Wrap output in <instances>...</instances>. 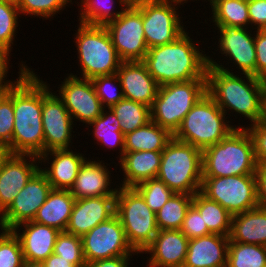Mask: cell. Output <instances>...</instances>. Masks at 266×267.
<instances>
[{
	"label": "cell",
	"instance_id": "1",
	"mask_svg": "<svg viewBox=\"0 0 266 267\" xmlns=\"http://www.w3.org/2000/svg\"><path fill=\"white\" fill-rule=\"evenodd\" d=\"M207 61V93L221 110L226 115H230L227 110H233L252 124L262 120L264 80L250 74H241L243 77L234 74L210 56H207Z\"/></svg>",
	"mask_w": 266,
	"mask_h": 267
},
{
	"label": "cell",
	"instance_id": "2",
	"mask_svg": "<svg viewBox=\"0 0 266 267\" xmlns=\"http://www.w3.org/2000/svg\"><path fill=\"white\" fill-rule=\"evenodd\" d=\"M13 109L12 154L39 157L44 153L42 80L32 68L13 85Z\"/></svg>",
	"mask_w": 266,
	"mask_h": 267
},
{
	"label": "cell",
	"instance_id": "3",
	"mask_svg": "<svg viewBox=\"0 0 266 267\" xmlns=\"http://www.w3.org/2000/svg\"><path fill=\"white\" fill-rule=\"evenodd\" d=\"M188 34L185 31L171 43L148 49L142 62L158 86L207 79V56Z\"/></svg>",
	"mask_w": 266,
	"mask_h": 267
},
{
	"label": "cell",
	"instance_id": "4",
	"mask_svg": "<svg viewBox=\"0 0 266 267\" xmlns=\"http://www.w3.org/2000/svg\"><path fill=\"white\" fill-rule=\"evenodd\" d=\"M240 126L220 142L202 150V177L255 174L253 139L246 125Z\"/></svg>",
	"mask_w": 266,
	"mask_h": 267
},
{
	"label": "cell",
	"instance_id": "5",
	"mask_svg": "<svg viewBox=\"0 0 266 267\" xmlns=\"http://www.w3.org/2000/svg\"><path fill=\"white\" fill-rule=\"evenodd\" d=\"M157 179L174 193L194 195L202 185V150L174 137L162 151Z\"/></svg>",
	"mask_w": 266,
	"mask_h": 267
},
{
	"label": "cell",
	"instance_id": "6",
	"mask_svg": "<svg viewBox=\"0 0 266 267\" xmlns=\"http://www.w3.org/2000/svg\"><path fill=\"white\" fill-rule=\"evenodd\" d=\"M225 116L206 92L186 114L173 137L203 150L220 142L237 128Z\"/></svg>",
	"mask_w": 266,
	"mask_h": 267
},
{
	"label": "cell",
	"instance_id": "7",
	"mask_svg": "<svg viewBox=\"0 0 266 267\" xmlns=\"http://www.w3.org/2000/svg\"><path fill=\"white\" fill-rule=\"evenodd\" d=\"M74 40L78 53L81 78L93 79L112 75L121 64L105 26L80 23Z\"/></svg>",
	"mask_w": 266,
	"mask_h": 267
},
{
	"label": "cell",
	"instance_id": "8",
	"mask_svg": "<svg viewBox=\"0 0 266 267\" xmlns=\"http://www.w3.org/2000/svg\"><path fill=\"white\" fill-rule=\"evenodd\" d=\"M206 92L207 79L159 86L150 108L151 121L174 135L186 114Z\"/></svg>",
	"mask_w": 266,
	"mask_h": 267
},
{
	"label": "cell",
	"instance_id": "9",
	"mask_svg": "<svg viewBox=\"0 0 266 267\" xmlns=\"http://www.w3.org/2000/svg\"><path fill=\"white\" fill-rule=\"evenodd\" d=\"M115 214L124 228L129 245L137 254L143 253L158 233L156 213L133 187L119 186Z\"/></svg>",
	"mask_w": 266,
	"mask_h": 267
},
{
	"label": "cell",
	"instance_id": "10",
	"mask_svg": "<svg viewBox=\"0 0 266 267\" xmlns=\"http://www.w3.org/2000/svg\"><path fill=\"white\" fill-rule=\"evenodd\" d=\"M131 2L142 13L148 49L171 43L186 31L180 20L182 17H179V12L176 11L180 7L176 0H132Z\"/></svg>",
	"mask_w": 266,
	"mask_h": 267
},
{
	"label": "cell",
	"instance_id": "11",
	"mask_svg": "<svg viewBox=\"0 0 266 267\" xmlns=\"http://www.w3.org/2000/svg\"><path fill=\"white\" fill-rule=\"evenodd\" d=\"M200 192L232 216L258 207L255 174L202 177Z\"/></svg>",
	"mask_w": 266,
	"mask_h": 267
},
{
	"label": "cell",
	"instance_id": "12",
	"mask_svg": "<svg viewBox=\"0 0 266 267\" xmlns=\"http://www.w3.org/2000/svg\"><path fill=\"white\" fill-rule=\"evenodd\" d=\"M122 62L143 61L147 54L141 11L130 2L116 19L105 25Z\"/></svg>",
	"mask_w": 266,
	"mask_h": 267
},
{
	"label": "cell",
	"instance_id": "13",
	"mask_svg": "<svg viewBox=\"0 0 266 267\" xmlns=\"http://www.w3.org/2000/svg\"><path fill=\"white\" fill-rule=\"evenodd\" d=\"M86 263L137 254L129 245L124 228L115 214L81 237Z\"/></svg>",
	"mask_w": 266,
	"mask_h": 267
},
{
	"label": "cell",
	"instance_id": "14",
	"mask_svg": "<svg viewBox=\"0 0 266 267\" xmlns=\"http://www.w3.org/2000/svg\"><path fill=\"white\" fill-rule=\"evenodd\" d=\"M42 80V125L44 153L54 149H70L74 121L62 99L50 91Z\"/></svg>",
	"mask_w": 266,
	"mask_h": 267
},
{
	"label": "cell",
	"instance_id": "15",
	"mask_svg": "<svg viewBox=\"0 0 266 267\" xmlns=\"http://www.w3.org/2000/svg\"><path fill=\"white\" fill-rule=\"evenodd\" d=\"M51 190V184L39 169L0 215V229L12 230L21 223L33 221Z\"/></svg>",
	"mask_w": 266,
	"mask_h": 267
},
{
	"label": "cell",
	"instance_id": "16",
	"mask_svg": "<svg viewBox=\"0 0 266 267\" xmlns=\"http://www.w3.org/2000/svg\"><path fill=\"white\" fill-rule=\"evenodd\" d=\"M63 81L57 92L73 121L90 124L101 115L103 106L90 79L71 73Z\"/></svg>",
	"mask_w": 266,
	"mask_h": 267
},
{
	"label": "cell",
	"instance_id": "17",
	"mask_svg": "<svg viewBox=\"0 0 266 267\" xmlns=\"http://www.w3.org/2000/svg\"><path fill=\"white\" fill-rule=\"evenodd\" d=\"M38 163L39 157L30 154L10 153L5 159L0 169V215L41 168Z\"/></svg>",
	"mask_w": 266,
	"mask_h": 267
},
{
	"label": "cell",
	"instance_id": "18",
	"mask_svg": "<svg viewBox=\"0 0 266 267\" xmlns=\"http://www.w3.org/2000/svg\"><path fill=\"white\" fill-rule=\"evenodd\" d=\"M219 52L230 61L241 74H250L256 77V49L252 30L238 26L217 27Z\"/></svg>",
	"mask_w": 266,
	"mask_h": 267
},
{
	"label": "cell",
	"instance_id": "19",
	"mask_svg": "<svg viewBox=\"0 0 266 267\" xmlns=\"http://www.w3.org/2000/svg\"><path fill=\"white\" fill-rule=\"evenodd\" d=\"M115 211L116 195L76 199L65 232L82 237Z\"/></svg>",
	"mask_w": 266,
	"mask_h": 267
},
{
	"label": "cell",
	"instance_id": "20",
	"mask_svg": "<svg viewBox=\"0 0 266 267\" xmlns=\"http://www.w3.org/2000/svg\"><path fill=\"white\" fill-rule=\"evenodd\" d=\"M116 74L124 98L151 108L159 86L142 61L121 62Z\"/></svg>",
	"mask_w": 266,
	"mask_h": 267
},
{
	"label": "cell",
	"instance_id": "21",
	"mask_svg": "<svg viewBox=\"0 0 266 267\" xmlns=\"http://www.w3.org/2000/svg\"><path fill=\"white\" fill-rule=\"evenodd\" d=\"M189 239L180 230H158L151 244L143 251L151 256L148 267H183Z\"/></svg>",
	"mask_w": 266,
	"mask_h": 267
},
{
	"label": "cell",
	"instance_id": "22",
	"mask_svg": "<svg viewBox=\"0 0 266 267\" xmlns=\"http://www.w3.org/2000/svg\"><path fill=\"white\" fill-rule=\"evenodd\" d=\"M49 158L51 159L50 163L48 162ZM86 159L87 158L82 153H75L71 148L54 149L39 156V162L41 165L42 162L44 164H50V167H45L44 169L40 168V170L47 177L52 189L70 190V188L74 185L81 165Z\"/></svg>",
	"mask_w": 266,
	"mask_h": 267
},
{
	"label": "cell",
	"instance_id": "23",
	"mask_svg": "<svg viewBox=\"0 0 266 267\" xmlns=\"http://www.w3.org/2000/svg\"><path fill=\"white\" fill-rule=\"evenodd\" d=\"M12 231L21 242L24 260L38 262H43L53 254L57 235L61 232L57 228L34 221L21 223Z\"/></svg>",
	"mask_w": 266,
	"mask_h": 267
},
{
	"label": "cell",
	"instance_id": "24",
	"mask_svg": "<svg viewBox=\"0 0 266 267\" xmlns=\"http://www.w3.org/2000/svg\"><path fill=\"white\" fill-rule=\"evenodd\" d=\"M229 242L215 233L189 239L183 267H226Z\"/></svg>",
	"mask_w": 266,
	"mask_h": 267
},
{
	"label": "cell",
	"instance_id": "25",
	"mask_svg": "<svg viewBox=\"0 0 266 267\" xmlns=\"http://www.w3.org/2000/svg\"><path fill=\"white\" fill-rule=\"evenodd\" d=\"M102 162L92 158V161L86 159L81 165L74 185L70 188L75 199L116 195L118 188L111 189L110 185L113 182H109L112 173Z\"/></svg>",
	"mask_w": 266,
	"mask_h": 267
},
{
	"label": "cell",
	"instance_id": "26",
	"mask_svg": "<svg viewBox=\"0 0 266 267\" xmlns=\"http://www.w3.org/2000/svg\"><path fill=\"white\" fill-rule=\"evenodd\" d=\"M162 151L124 152L118 161L123 171L120 187H134L137 184L157 177Z\"/></svg>",
	"mask_w": 266,
	"mask_h": 267
},
{
	"label": "cell",
	"instance_id": "27",
	"mask_svg": "<svg viewBox=\"0 0 266 267\" xmlns=\"http://www.w3.org/2000/svg\"><path fill=\"white\" fill-rule=\"evenodd\" d=\"M229 241L266 246V208L233 215Z\"/></svg>",
	"mask_w": 266,
	"mask_h": 267
},
{
	"label": "cell",
	"instance_id": "28",
	"mask_svg": "<svg viewBox=\"0 0 266 267\" xmlns=\"http://www.w3.org/2000/svg\"><path fill=\"white\" fill-rule=\"evenodd\" d=\"M75 201L70 190L52 189L45 203L38 209L33 221L65 231Z\"/></svg>",
	"mask_w": 266,
	"mask_h": 267
},
{
	"label": "cell",
	"instance_id": "29",
	"mask_svg": "<svg viewBox=\"0 0 266 267\" xmlns=\"http://www.w3.org/2000/svg\"><path fill=\"white\" fill-rule=\"evenodd\" d=\"M173 135L153 121L127 133L124 137V152L163 151Z\"/></svg>",
	"mask_w": 266,
	"mask_h": 267
},
{
	"label": "cell",
	"instance_id": "30",
	"mask_svg": "<svg viewBox=\"0 0 266 267\" xmlns=\"http://www.w3.org/2000/svg\"><path fill=\"white\" fill-rule=\"evenodd\" d=\"M192 205L201 214L204 224L211 233L229 236L232 215L219 203L208 199L201 192L193 195Z\"/></svg>",
	"mask_w": 266,
	"mask_h": 267
},
{
	"label": "cell",
	"instance_id": "31",
	"mask_svg": "<svg viewBox=\"0 0 266 267\" xmlns=\"http://www.w3.org/2000/svg\"><path fill=\"white\" fill-rule=\"evenodd\" d=\"M103 108L102 113L93 122L88 124L92 126L94 139L101 143L103 148L106 146L109 149L118 147L119 148V160L124 155V137L125 135L121 132L120 121L116 118V115L111 108ZM106 110V111H105ZM94 126V127H93Z\"/></svg>",
	"mask_w": 266,
	"mask_h": 267
},
{
	"label": "cell",
	"instance_id": "32",
	"mask_svg": "<svg viewBox=\"0 0 266 267\" xmlns=\"http://www.w3.org/2000/svg\"><path fill=\"white\" fill-rule=\"evenodd\" d=\"M211 8L215 27L249 28L250 26L248 0H215Z\"/></svg>",
	"mask_w": 266,
	"mask_h": 267
},
{
	"label": "cell",
	"instance_id": "33",
	"mask_svg": "<svg viewBox=\"0 0 266 267\" xmlns=\"http://www.w3.org/2000/svg\"><path fill=\"white\" fill-rule=\"evenodd\" d=\"M132 0H118L120 11H114V0H81L80 23L105 26L116 20ZM114 11V12H113Z\"/></svg>",
	"mask_w": 266,
	"mask_h": 267
},
{
	"label": "cell",
	"instance_id": "34",
	"mask_svg": "<svg viewBox=\"0 0 266 267\" xmlns=\"http://www.w3.org/2000/svg\"><path fill=\"white\" fill-rule=\"evenodd\" d=\"M192 200L193 195L174 193L156 212L158 230H180Z\"/></svg>",
	"mask_w": 266,
	"mask_h": 267
},
{
	"label": "cell",
	"instance_id": "35",
	"mask_svg": "<svg viewBox=\"0 0 266 267\" xmlns=\"http://www.w3.org/2000/svg\"><path fill=\"white\" fill-rule=\"evenodd\" d=\"M111 109L120 121L121 132L124 135L151 121L150 107L130 99L123 98Z\"/></svg>",
	"mask_w": 266,
	"mask_h": 267
},
{
	"label": "cell",
	"instance_id": "36",
	"mask_svg": "<svg viewBox=\"0 0 266 267\" xmlns=\"http://www.w3.org/2000/svg\"><path fill=\"white\" fill-rule=\"evenodd\" d=\"M226 267H266V246L229 242Z\"/></svg>",
	"mask_w": 266,
	"mask_h": 267
},
{
	"label": "cell",
	"instance_id": "37",
	"mask_svg": "<svg viewBox=\"0 0 266 267\" xmlns=\"http://www.w3.org/2000/svg\"><path fill=\"white\" fill-rule=\"evenodd\" d=\"M20 14L16 2L0 0V46L9 52L13 48Z\"/></svg>",
	"mask_w": 266,
	"mask_h": 267
},
{
	"label": "cell",
	"instance_id": "38",
	"mask_svg": "<svg viewBox=\"0 0 266 267\" xmlns=\"http://www.w3.org/2000/svg\"><path fill=\"white\" fill-rule=\"evenodd\" d=\"M144 199L149 208L158 212L174 192L161 180H145L133 187Z\"/></svg>",
	"mask_w": 266,
	"mask_h": 267
},
{
	"label": "cell",
	"instance_id": "39",
	"mask_svg": "<svg viewBox=\"0 0 266 267\" xmlns=\"http://www.w3.org/2000/svg\"><path fill=\"white\" fill-rule=\"evenodd\" d=\"M54 254L69 260L76 267H86L81 237L61 231L56 238Z\"/></svg>",
	"mask_w": 266,
	"mask_h": 267
},
{
	"label": "cell",
	"instance_id": "40",
	"mask_svg": "<svg viewBox=\"0 0 266 267\" xmlns=\"http://www.w3.org/2000/svg\"><path fill=\"white\" fill-rule=\"evenodd\" d=\"M91 82L103 108H111L124 98L122 86L116 73L95 77L91 79Z\"/></svg>",
	"mask_w": 266,
	"mask_h": 267
},
{
	"label": "cell",
	"instance_id": "41",
	"mask_svg": "<svg viewBox=\"0 0 266 267\" xmlns=\"http://www.w3.org/2000/svg\"><path fill=\"white\" fill-rule=\"evenodd\" d=\"M73 4L72 0H17L16 5L21 15L45 18L55 16L60 10L66 9V4Z\"/></svg>",
	"mask_w": 266,
	"mask_h": 267
},
{
	"label": "cell",
	"instance_id": "42",
	"mask_svg": "<svg viewBox=\"0 0 266 267\" xmlns=\"http://www.w3.org/2000/svg\"><path fill=\"white\" fill-rule=\"evenodd\" d=\"M24 262L19 238L12 230L0 233V267H22Z\"/></svg>",
	"mask_w": 266,
	"mask_h": 267
},
{
	"label": "cell",
	"instance_id": "43",
	"mask_svg": "<svg viewBox=\"0 0 266 267\" xmlns=\"http://www.w3.org/2000/svg\"><path fill=\"white\" fill-rule=\"evenodd\" d=\"M14 130L13 87L0 102V144L9 148L12 154Z\"/></svg>",
	"mask_w": 266,
	"mask_h": 267
},
{
	"label": "cell",
	"instance_id": "44",
	"mask_svg": "<svg viewBox=\"0 0 266 267\" xmlns=\"http://www.w3.org/2000/svg\"><path fill=\"white\" fill-rule=\"evenodd\" d=\"M180 231L188 238H197L211 234L199 211L191 205L186 213Z\"/></svg>",
	"mask_w": 266,
	"mask_h": 267
},
{
	"label": "cell",
	"instance_id": "45",
	"mask_svg": "<svg viewBox=\"0 0 266 267\" xmlns=\"http://www.w3.org/2000/svg\"><path fill=\"white\" fill-rule=\"evenodd\" d=\"M249 125L246 128L253 139L256 162L266 163V122L260 120Z\"/></svg>",
	"mask_w": 266,
	"mask_h": 267
},
{
	"label": "cell",
	"instance_id": "46",
	"mask_svg": "<svg viewBox=\"0 0 266 267\" xmlns=\"http://www.w3.org/2000/svg\"><path fill=\"white\" fill-rule=\"evenodd\" d=\"M253 32L256 49V78L266 79V29Z\"/></svg>",
	"mask_w": 266,
	"mask_h": 267
},
{
	"label": "cell",
	"instance_id": "47",
	"mask_svg": "<svg viewBox=\"0 0 266 267\" xmlns=\"http://www.w3.org/2000/svg\"><path fill=\"white\" fill-rule=\"evenodd\" d=\"M248 12L251 29H266V0H248Z\"/></svg>",
	"mask_w": 266,
	"mask_h": 267
},
{
	"label": "cell",
	"instance_id": "48",
	"mask_svg": "<svg viewBox=\"0 0 266 267\" xmlns=\"http://www.w3.org/2000/svg\"><path fill=\"white\" fill-rule=\"evenodd\" d=\"M255 177L258 206L266 208V163H257Z\"/></svg>",
	"mask_w": 266,
	"mask_h": 267
},
{
	"label": "cell",
	"instance_id": "49",
	"mask_svg": "<svg viewBox=\"0 0 266 267\" xmlns=\"http://www.w3.org/2000/svg\"><path fill=\"white\" fill-rule=\"evenodd\" d=\"M132 255L118 256L109 259L96 260L88 263L86 267H129ZM129 262V263H128Z\"/></svg>",
	"mask_w": 266,
	"mask_h": 267
},
{
	"label": "cell",
	"instance_id": "50",
	"mask_svg": "<svg viewBox=\"0 0 266 267\" xmlns=\"http://www.w3.org/2000/svg\"><path fill=\"white\" fill-rule=\"evenodd\" d=\"M19 77L17 78V80L15 81H11V80H0V102L4 99V97L8 94V92L10 91V89L13 87V85L28 71L30 70L29 67H27V65L22 64L20 65L19 68ZM4 83V84H3Z\"/></svg>",
	"mask_w": 266,
	"mask_h": 267
},
{
	"label": "cell",
	"instance_id": "51",
	"mask_svg": "<svg viewBox=\"0 0 266 267\" xmlns=\"http://www.w3.org/2000/svg\"><path fill=\"white\" fill-rule=\"evenodd\" d=\"M10 53L11 52H9L6 48L0 46V80L7 79L5 77L7 76L9 70Z\"/></svg>",
	"mask_w": 266,
	"mask_h": 267
},
{
	"label": "cell",
	"instance_id": "52",
	"mask_svg": "<svg viewBox=\"0 0 266 267\" xmlns=\"http://www.w3.org/2000/svg\"><path fill=\"white\" fill-rule=\"evenodd\" d=\"M45 267H76L69 260L64 259L56 254H51L46 260L43 261Z\"/></svg>",
	"mask_w": 266,
	"mask_h": 267
},
{
	"label": "cell",
	"instance_id": "53",
	"mask_svg": "<svg viewBox=\"0 0 266 267\" xmlns=\"http://www.w3.org/2000/svg\"><path fill=\"white\" fill-rule=\"evenodd\" d=\"M10 151L9 148L5 145L0 144V169L2 167L3 162L9 156Z\"/></svg>",
	"mask_w": 266,
	"mask_h": 267
},
{
	"label": "cell",
	"instance_id": "54",
	"mask_svg": "<svg viewBox=\"0 0 266 267\" xmlns=\"http://www.w3.org/2000/svg\"><path fill=\"white\" fill-rule=\"evenodd\" d=\"M22 267H45L43 262L24 260Z\"/></svg>",
	"mask_w": 266,
	"mask_h": 267
},
{
	"label": "cell",
	"instance_id": "55",
	"mask_svg": "<svg viewBox=\"0 0 266 267\" xmlns=\"http://www.w3.org/2000/svg\"><path fill=\"white\" fill-rule=\"evenodd\" d=\"M262 120L266 122V93L263 95V117Z\"/></svg>",
	"mask_w": 266,
	"mask_h": 267
},
{
	"label": "cell",
	"instance_id": "56",
	"mask_svg": "<svg viewBox=\"0 0 266 267\" xmlns=\"http://www.w3.org/2000/svg\"><path fill=\"white\" fill-rule=\"evenodd\" d=\"M180 5H183L184 3H187L188 0H176ZM210 1V5L212 6L215 2V0H208V2Z\"/></svg>",
	"mask_w": 266,
	"mask_h": 267
}]
</instances>
